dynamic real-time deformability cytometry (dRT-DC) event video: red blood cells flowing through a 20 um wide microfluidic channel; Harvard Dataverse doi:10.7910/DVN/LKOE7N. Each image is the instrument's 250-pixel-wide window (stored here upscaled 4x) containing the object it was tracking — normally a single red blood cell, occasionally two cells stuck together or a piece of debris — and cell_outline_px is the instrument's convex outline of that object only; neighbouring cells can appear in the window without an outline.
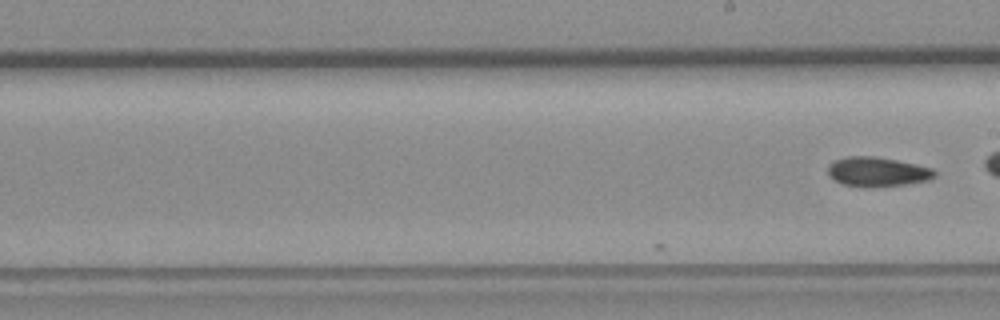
{"species": "common noctule bat (a hibernating species)", "species_latin": "Nyctalus noctula", "temperature_condition": "room temperature", "stored_images_in_passage": 14, "camera_frame_rate_fps": 3000, "um_per_image_px": 0.085, "animal": {"sex": "female", "body_mass_g": 19.3, "forearm_length_mm": 54.1}, "frame": {"image": 1, "passage_image": 14, "time_ms": 4.333, "image_size_px": [1000, 320], "cell_outline_px": [[936, 176], [928, 180], [908, 184], [864, 188], [860, 188], [844, 184], [828, 176], [828, 164], [836, 160], [848, 156], [872, 156], [896, 160], [932, 168], [936, 172]], "centroid_in_image_um": [74.56, 14.62], "position_along_channel_um": 214.4, "area_um2": 18.38}}